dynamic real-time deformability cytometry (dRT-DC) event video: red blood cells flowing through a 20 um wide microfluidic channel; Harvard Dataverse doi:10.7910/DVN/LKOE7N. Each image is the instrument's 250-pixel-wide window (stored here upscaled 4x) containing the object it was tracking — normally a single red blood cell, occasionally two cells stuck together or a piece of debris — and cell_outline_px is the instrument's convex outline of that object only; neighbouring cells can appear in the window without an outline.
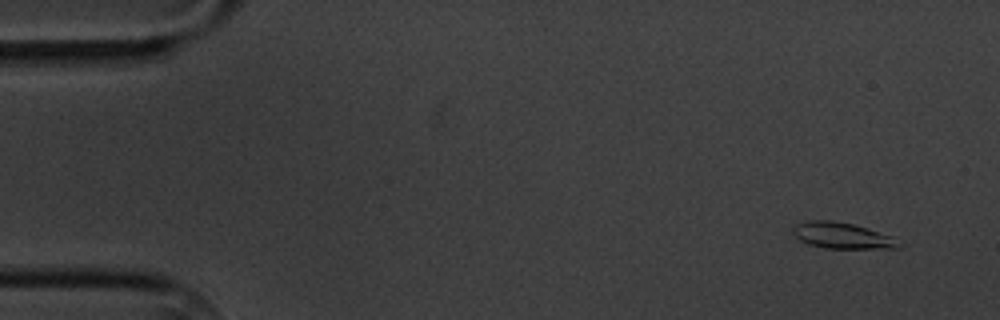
{"species": "common noctule bat (a hibernating species)", "species_latin": "Nyctalus noctula", "temperature_condition": "cold", "stored_images_in_passage": 4, "camera_frame_rate_fps": 3000, "um_per_image_px": 0.085, "animal": {"sex": "male", "body_mass_g": 20.1, "forearm_length_mm": 53.5}, "frame": {"image": 1, "passage_image": 1, "time_ms": 0.0, "image_size_px": [1000, 320], "cell_outline_px": [[904, 244], [900, 248], [824, 248], [808, 244], [800, 240], [792, 232], [792, 224], [808, 220], [832, 220], [852, 224], [868, 228], [892, 236]], "centroid_in_image_um": [71.58, 20.02], "position_along_channel_um": 13.4, "area_um2": 16.3}}